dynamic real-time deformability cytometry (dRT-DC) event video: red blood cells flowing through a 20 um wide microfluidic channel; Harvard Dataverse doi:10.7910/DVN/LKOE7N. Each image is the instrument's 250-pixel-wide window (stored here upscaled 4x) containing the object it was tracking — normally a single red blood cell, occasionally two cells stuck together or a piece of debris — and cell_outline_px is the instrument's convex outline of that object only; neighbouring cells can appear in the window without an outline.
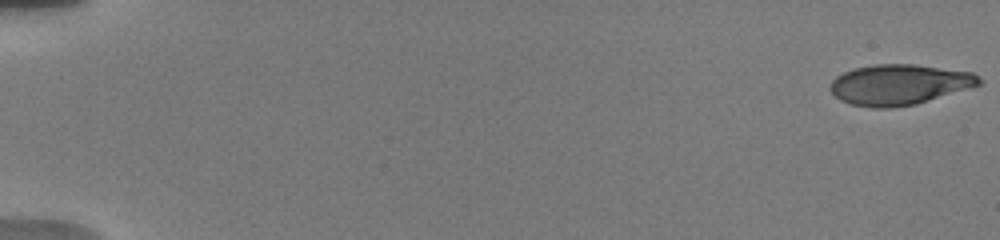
{"species": "human", "species_latin": "Homo sapiens", "temperature_condition": "warm", "stored_images_in_passage": 14, "camera_frame_rate_fps": 3000, "um_per_image_px": 0.085, "donor": {"sex": "male"}, "frame": {"image": 1, "passage_image": 1, "time_ms": 0.0, "image_size_px": [1000, 240], "cell_outline_px": [[984, 80], [980, 84], [972, 88], [916, 104], [892, 108], [872, 108], [852, 104], [840, 100], [828, 88], [832, 80], [836, 76], [844, 72], [856, 68], [876, 64], [912, 64], [972, 72]], "centroid_in_image_um": [76.45, 7.2], "position_along_channel_um": 8.5, "area_um2": 35.2}}
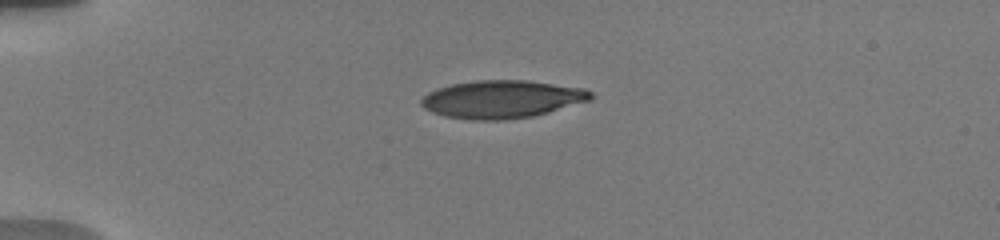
{"frame": {"image": 2, "passage_image": 10, "time_ms": 4.667, "image_size_px": [1000, 240], "cell_outline_px": [[596, 96], [592, 100], [548, 112], [532, 116], [504, 120], [468, 120], [444, 116], [432, 112], [424, 108], [420, 104], [420, 100], [428, 92], [436, 88], [452, 84], [476, 80], [528, 80], [584, 88], [592, 92]], "centroid_in_image_um": [42.67, 8.43], "position_along_channel_um": 42.3, "area_um2": 37.69}}
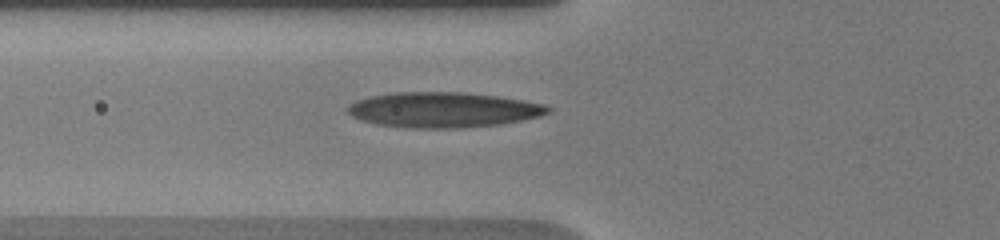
{"frame": {"image": 3, "passage_image": 14, "time_ms": 7.0, "image_size_px": [1000, 240], "cell_outline_px": [[552, 112], [540, 116], [500, 124], [460, 128], [408, 128], [376, 124], [360, 120], [352, 116], [348, 112], [348, 104], [356, 100], [372, 96], [396, 92], [464, 92], [500, 96], [524, 100], [544, 104], [552, 108]], "centroid_in_image_um": [37.69, 9.33], "position_along_channel_um": 88.1, "area_um2": 41.38}}